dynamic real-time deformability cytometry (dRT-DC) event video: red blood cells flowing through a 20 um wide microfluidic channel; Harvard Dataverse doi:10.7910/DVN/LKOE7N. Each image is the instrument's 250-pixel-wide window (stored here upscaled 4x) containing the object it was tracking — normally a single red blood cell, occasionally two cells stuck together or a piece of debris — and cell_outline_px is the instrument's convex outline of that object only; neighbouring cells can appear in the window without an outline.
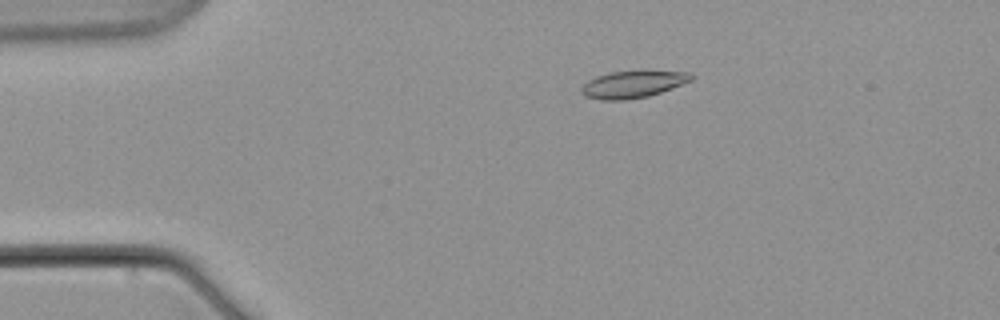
{"species": "common noctule bat (a hibernating species)", "species_latin": "Nyctalus noctula", "temperature_condition": "warm", "stored_images_in_passage": 7, "camera_frame_rate_fps": 3000, "um_per_image_px": 0.085, "animal": {"sex": "male", "body_mass_g": 21.5, "forearm_length_mm": 52.0}, "frame": {"image": 1, "passage_image": 2, "time_ms": 1.667, "image_size_px": [1000, 320], "cell_outline_px": [[696, 76], [692, 80], [672, 88], [648, 96], [624, 100], [600, 100], [584, 96], [580, 92], [580, 88], [588, 80], [596, 76], [612, 72], [692, 72]], "centroid_in_image_um": [53.77, 7.18], "position_along_channel_um": 31.2, "area_um2": 17.05}}
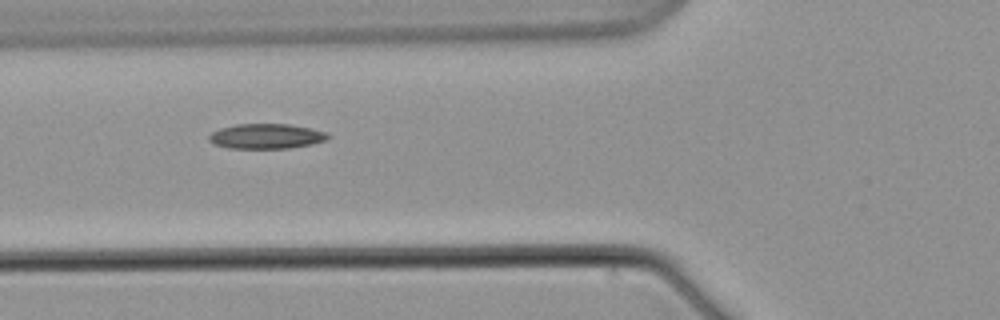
{"frame": {"image": 2, "passage_image": 5, "time_ms": 6.0, "image_size_px": [1000, 320], "cell_outline_px": [[332, 136], [328, 140], [312, 144], [288, 148], [228, 148], [216, 144], [208, 140], [208, 136], [212, 132], [220, 128], [236, 124], [288, 124], [312, 128], [324, 132]], "centroid_in_image_um": [22.66, 11.58], "position_along_channel_um": 103.1, "area_um2": 17.34}}
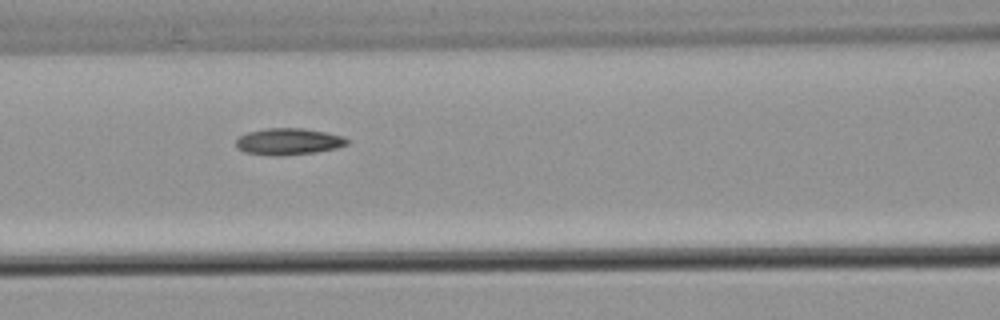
{"frame": {"image": 3, "passage_image": 6, "time_ms": 7.333, "image_size_px": [1000, 320], "cell_outline_px": [[348, 144], [336, 148], [316, 152], [284, 156], [276, 156], [244, 152], [236, 148], [236, 140], [240, 136], [248, 132], [264, 128], [304, 128], [344, 136], [348, 140]], "centroid_in_image_um": [24.51, 12.03], "position_along_channel_um": 142.1, "area_um2": 17.34}}